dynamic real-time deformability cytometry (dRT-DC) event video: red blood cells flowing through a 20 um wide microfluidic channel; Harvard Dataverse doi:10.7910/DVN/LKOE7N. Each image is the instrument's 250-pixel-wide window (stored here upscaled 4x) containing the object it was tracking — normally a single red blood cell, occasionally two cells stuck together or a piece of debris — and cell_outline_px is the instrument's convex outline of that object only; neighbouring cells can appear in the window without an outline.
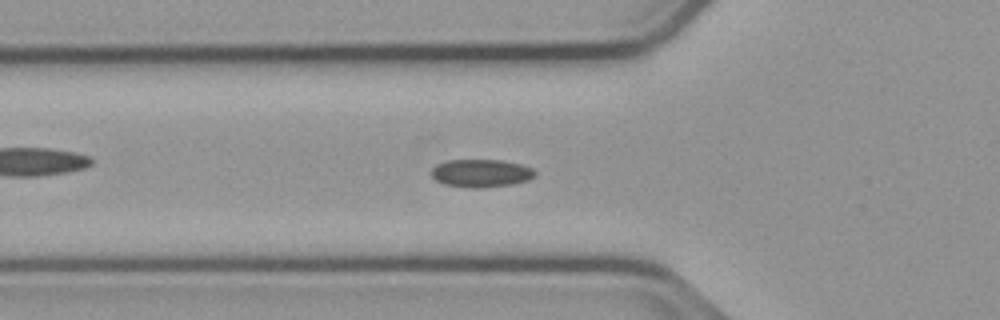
{"species": "common noctule bat (a hibernating species)", "species_latin": "Nyctalus noctula", "temperature_condition": "cold", "stored_images_in_passage": 55, "camera_frame_rate_fps": 3000, "um_per_image_px": 0.085, "animal": {"sex": "male", "body_mass_g": 23.1, "forearm_length_mm": 52.7}, "frame": {"image": 1, "passage_image": 18, "time_ms": 5.667, "image_size_px": [1000, 320], "cell_outline_px": [[536, 176], [528, 180], [512, 184], [476, 188], [468, 188], [444, 184], [436, 180], [432, 176], [432, 168], [436, 164], [448, 160], [504, 160], [520, 164], [532, 168], [536, 172]], "centroid_in_image_um": [40.9, 14.72], "position_along_channel_um": 84.9, "area_um2": 16.88}}
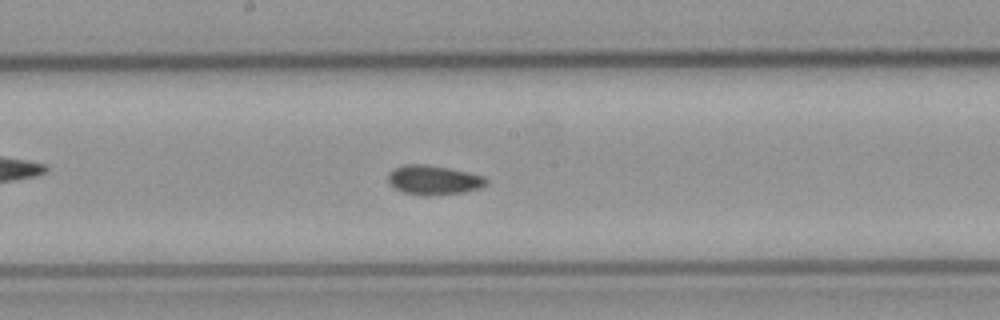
{"frame": {"image": 2, "passage_image": 28, "time_ms": 9.0, "image_size_px": [1000, 320], "cell_outline_px": [[488, 184], [480, 188], [464, 192], [436, 196], [424, 196], [404, 192], [388, 184], [388, 172], [392, 168], [404, 164], [424, 164], [448, 168], [468, 172], [484, 176], [488, 180]], "centroid_in_image_um": [36.85, 15.31], "position_along_channel_um": 211.4, "area_um2": 17.11}}
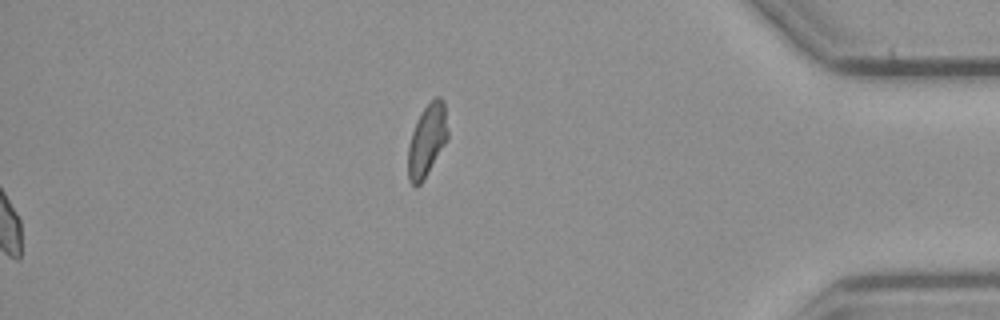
{"frame": {"image": 3, "passage_image": 55, "time_ms": 18.0, "image_size_px": [1000, 320], "cell_outline_px": [[448, 136], [444, 144], [424, 180], [416, 188], [408, 180], [408, 144], [416, 120], [424, 108], [436, 96], [440, 96], [444, 100], [448, 132]], "centroid_in_image_um": [36.28, 11.93], "position_along_channel_um": 398.9, "area_um2": 16.7}, "authors_computed_cell_mechanics": {"area_um2": 16.2418, "velocity_mm_per_s": 3.7598, "shape_relaxation_time_tau1_ms": null, "shape_relaxation_time_tau2_ms": 2.2557, "deformation_change_tau1": null, "deformation_change_tau2": 0.0613}}